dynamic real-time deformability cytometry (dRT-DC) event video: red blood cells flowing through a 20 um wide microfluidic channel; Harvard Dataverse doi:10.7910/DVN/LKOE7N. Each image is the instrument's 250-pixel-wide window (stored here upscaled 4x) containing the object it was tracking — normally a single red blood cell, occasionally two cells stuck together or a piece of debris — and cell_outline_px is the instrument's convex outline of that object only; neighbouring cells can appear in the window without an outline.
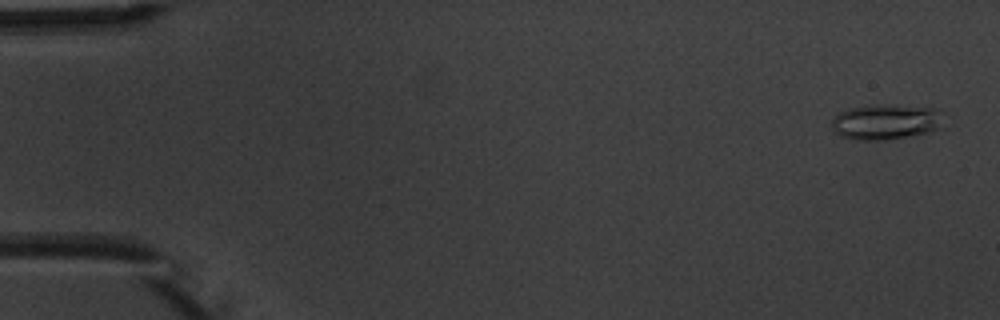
{"species": "common noctule bat (a hibernating species)", "species_latin": "Nyctalus noctula", "temperature_condition": "warm", "stored_images_in_passage": 5, "camera_frame_rate_fps": 3000, "um_per_image_px": 0.085, "animal": {"sex": "male", "body_mass_g": 20.1, "forearm_length_mm": 53.5}, "frame": {"image": 1, "passage_image": 1, "time_ms": 0.0, "image_size_px": [1000, 320], "cell_outline_px": [[940, 128], [928, 132], [884, 140], [852, 140], [840, 136], [832, 128], [832, 120], [840, 112], [852, 108], [872, 104], [940, 108]], "centroid_in_image_um": [75.26, 10.36], "position_along_channel_um": 9.7, "area_um2": 22.83}}